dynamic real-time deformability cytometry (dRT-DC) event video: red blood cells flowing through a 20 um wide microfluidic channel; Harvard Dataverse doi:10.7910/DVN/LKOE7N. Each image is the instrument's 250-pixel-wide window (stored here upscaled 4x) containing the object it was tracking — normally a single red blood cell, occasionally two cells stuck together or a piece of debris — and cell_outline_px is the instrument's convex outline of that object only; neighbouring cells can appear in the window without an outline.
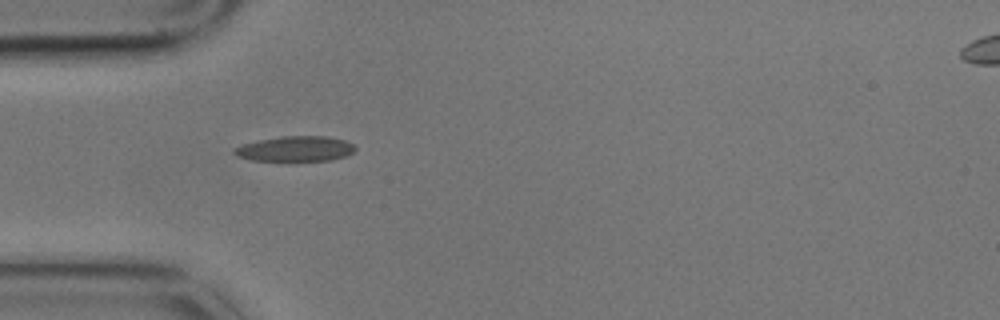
{"species": "common noctule bat (a hibernating species)", "species_latin": "Nyctalus noctula", "temperature_condition": "cold", "stored_images_in_passage": 3, "camera_frame_rate_fps": 3000, "um_per_image_px": 0.085, "animal": {"sex": "male", "body_mass_g": 17.9}, "frame": {"image": 1, "passage_image": 1, "time_ms": 0.0, "image_size_px": [1000, 320], "cell_outline_px": [[356, 148], [348, 156], [332, 160], [288, 164], [252, 160], [236, 156], [232, 152], [232, 148], [244, 144], [260, 140], [280, 136], [324, 136], [344, 140], [352, 144]], "centroid_in_image_um": [25.07, 12.71], "position_along_channel_um": 59.9, "area_um2": 18.79}}
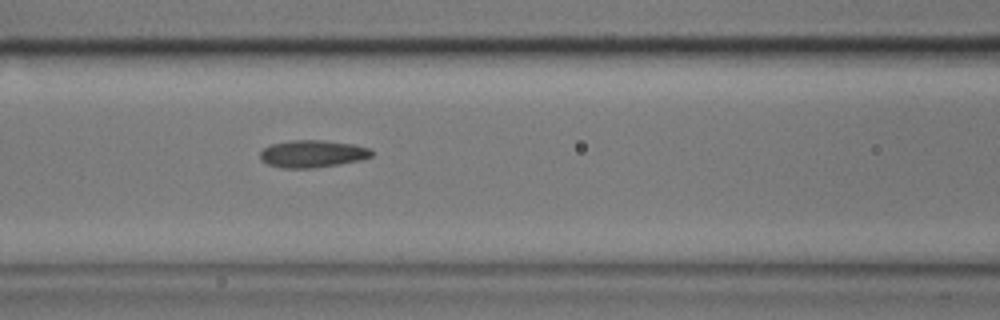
{"frame": {"image": 2, "passage_image": 3, "time_ms": 0.667, "image_size_px": [1000, 320], "cell_outline_px": [[372, 156], [364, 160], [340, 164], [312, 168], [280, 168], [268, 164], [260, 160], [260, 152], [264, 148], [272, 144], [288, 140], [324, 140], [356, 144], [368, 148], [372, 152]], "centroid_in_image_um": [26.57, 13.07], "position_along_channel_um": 140.0, "area_um2": 17.98}}